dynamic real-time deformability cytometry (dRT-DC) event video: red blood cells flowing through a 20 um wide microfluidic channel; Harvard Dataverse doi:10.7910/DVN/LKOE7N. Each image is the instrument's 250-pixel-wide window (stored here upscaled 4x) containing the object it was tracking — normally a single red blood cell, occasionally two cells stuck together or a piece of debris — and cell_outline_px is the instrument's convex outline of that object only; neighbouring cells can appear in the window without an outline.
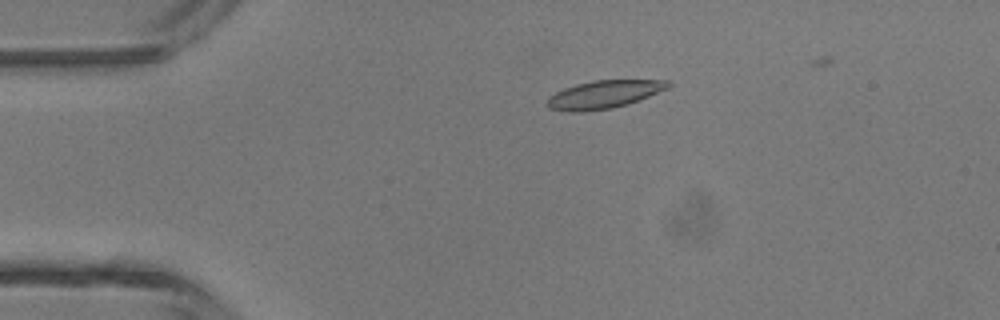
{"species": "common noctule bat (a hibernating species)", "species_latin": "Nyctalus noctula", "temperature_condition": "room temperature", "stored_images_in_passage": 38, "camera_frame_rate_fps": 3000, "um_per_image_px": 0.085, "animal": {"sex": "male", "body_mass_g": 13.3}, "frame": {"image": 1, "passage_image": 1, "time_ms": 0.0, "image_size_px": [1000, 320], "cell_outline_px": [[672, 84], [668, 88], [628, 104], [612, 108], [584, 112], [568, 112], [548, 108], [548, 96], [564, 88], [576, 84], [592, 80], [668, 80]], "centroid_in_image_um": [51.31, 8.03], "position_along_channel_um": 33.7, "area_um2": 19.71}}
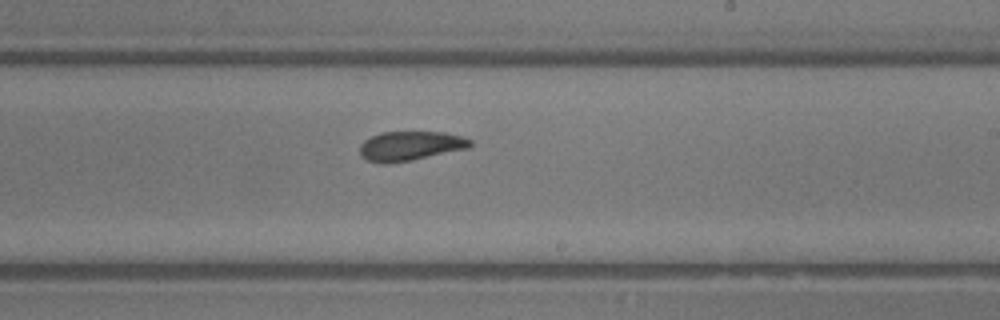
{"frame": {"image": 2, "passage_image": 19, "time_ms": 6.0, "image_size_px": [1000, 320], "cell_outline_px": [[472, 148], [412, 160], [388, 164], [384, 164], [368, 160], [360, 156], [360, 144], [364, 140], [380, 132], [444, 132], [464, 136], [472, 140]], "centroid_in_image_um": [34.92, 12.4], "position_along_channel_um": 254.1, "area_um2": 19.25}}
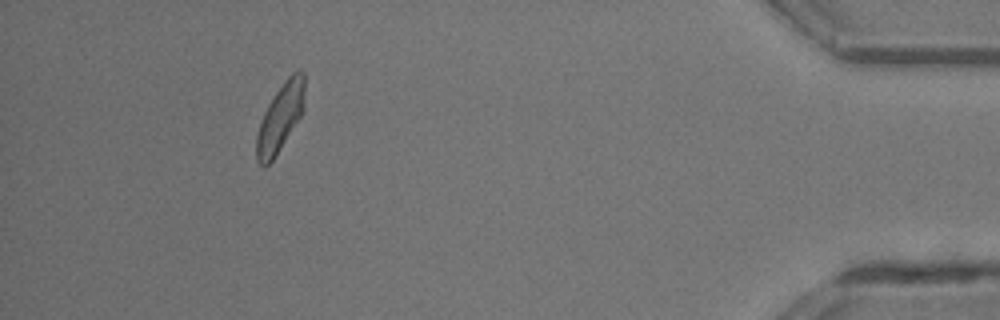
{"frame": {"image": 3, "passage_image": 34, "time_ms": 11.0, "image_size_px": [1000, 320], "cell_outline_px": [[304, 112], [272, 160], [264, 168], [256, 160], [256, 136], [264, 112], [268, 104], [276, 92], [288, 76], [296, 68], [300, 68], [304, 72]], "centroid_in_image_um": [23.84, 9.96], "position_along_channel_um": 411.4, "area_um2": 19.02}, "authors_computed_cell_mechanics": {"area_um2": 19.1318, "velocity_mm_per_s": 4.4201, "shape_relaxation_time_tau1_ms": 3.0494, "shape_relaxation_time_tau2_ms": 1.5438, "deformation_change_tau1": 0.1329, "deformation_change_tau2": 0.0772}}